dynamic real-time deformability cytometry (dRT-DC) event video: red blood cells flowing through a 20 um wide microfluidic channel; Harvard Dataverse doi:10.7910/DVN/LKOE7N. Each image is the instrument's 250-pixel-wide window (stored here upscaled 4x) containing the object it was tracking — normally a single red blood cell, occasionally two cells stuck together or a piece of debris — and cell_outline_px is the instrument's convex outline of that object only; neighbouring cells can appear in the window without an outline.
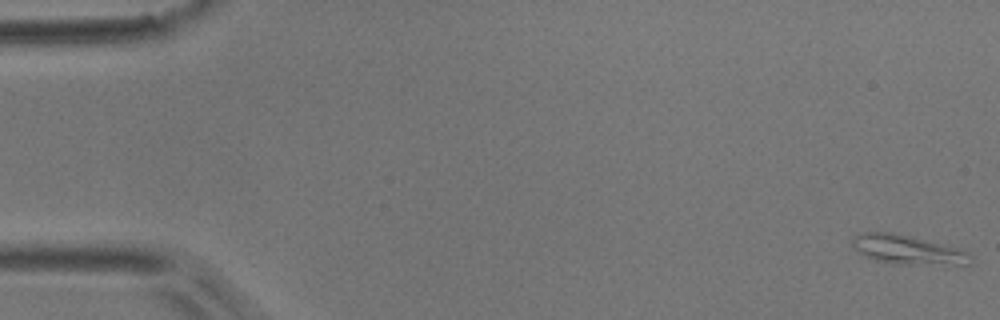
{"species": "common noctule bat (a hibernating species)", "species_latin": "Nyctalus noctula", "temperature_condition": "room temperature", "stored_images_in_passage": 16, "camera_frame_rate_fps": 3000, "um_per_image_px": 0.085, "animal": {"sex": "male", "body_mass_g": 17.9}, "frame": {"image": 1, "passage_image": 1, "time_ms": 0.0, "image_size_px": [1000, 320], "cell_outline_px": [[972, 260], [968, 264], [892, 264], [876, 260], [860, 252], [852, 244], [852, 236], [860, 232], [892, 232], [956, 248], [968, 252], [972, 256]], "centroid_in_image_um": [77.11, 21.22], "position_along_channel_um": 7.9, "area_um2": 19.59}}
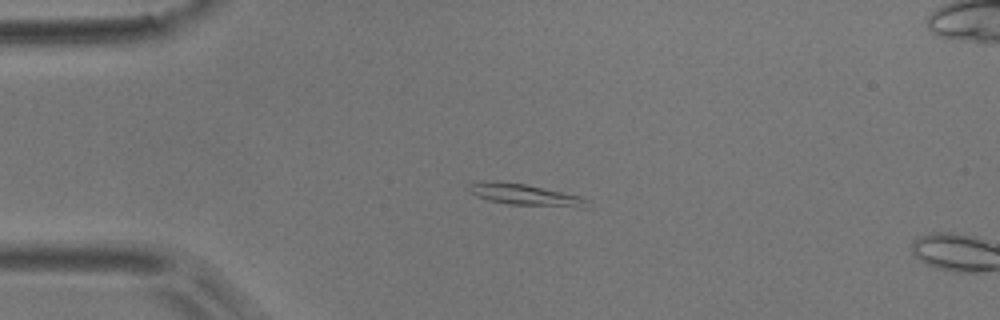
{"frame": {"image": 2, "passage_image": 13, "time_ms": 4.0, "image_size_px": [1000, 320], "cell_outline_px": [[584, 208], [580, 208], [508, 204], [488, 200], [476, 196], [468, 192], [468, 184], [524, 184], [580, 196], [584, 200]], "centroid_in_image_um": [44.67, 16.61], "position_along_channel_um": 40.3, "area_um2": 13.7}}